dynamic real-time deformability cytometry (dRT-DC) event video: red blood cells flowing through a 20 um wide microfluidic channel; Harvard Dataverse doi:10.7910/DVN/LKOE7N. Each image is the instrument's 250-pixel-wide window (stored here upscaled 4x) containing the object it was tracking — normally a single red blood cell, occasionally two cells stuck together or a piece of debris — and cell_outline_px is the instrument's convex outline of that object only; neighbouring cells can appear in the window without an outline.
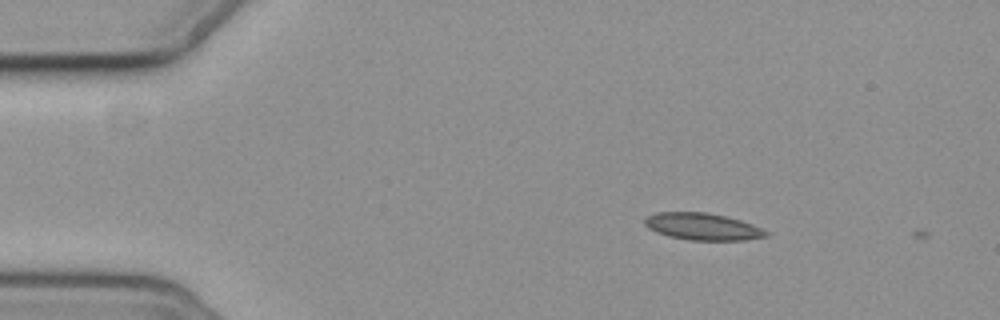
{"species": "common noctule bat (a hibernating species)", "species_latin": "Nyctalus noctula", "temperature_condition": "cold", "stored_images_in_passage": 4, "camera_frame_rate_fps": 3000, "um_per_image_px": 0.085, "animal": {"sex": "female", "body_mass_g": 19.3, "forearm_length_mm": 54.1}, "frame": {"image": 1, "passage_image": 2, "time_ms": 2.0, "image_size_px": [1000, 320], "cell_outline_px": [[772, 232], [768, 236], [744, 240], [688, 240], [668, 236], [656, 232], [648, 228], [644, 224], [644, 220], [648, 216], [656, 212], [708, 212], [740, 220], [752, 224]], "centroid_in_image_um": [59.74, 19.26], "position_along_channel_um": 25.3, "area_um2": 19.19}}